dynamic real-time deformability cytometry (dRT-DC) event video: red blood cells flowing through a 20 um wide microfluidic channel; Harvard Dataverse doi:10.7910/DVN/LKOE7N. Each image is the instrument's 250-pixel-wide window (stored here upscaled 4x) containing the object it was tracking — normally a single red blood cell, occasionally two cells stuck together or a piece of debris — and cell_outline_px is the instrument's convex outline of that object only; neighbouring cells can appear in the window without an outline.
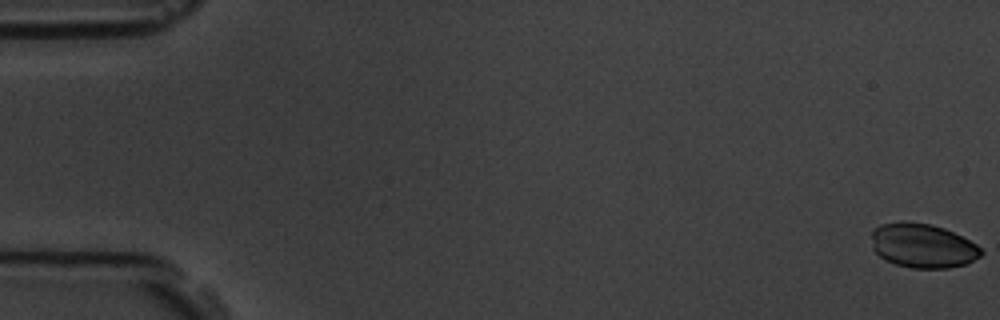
{"species": "common noctule bat (a hibernating species)", "species_latin": "Nyctalus noctula", "temperature_condition": "room temperature", "stored_images_in_passage": 8, "camera_frame_rate_fps": 3000, "um_per_image_px": 0.085, "animal": {"sex": "male", "body_mass_g": 19.5, "forearm_length_mm": 54.6}, "frame": {"image": 1, "passage_image": 1, "time_ms": 0.0, "image_size_px": [1000, 320], "cell_outline_px": [[984, 252], [980, 256], [964, 264], [948, 268], [912, 268], [896, 264], [880, 256], [872, 248], [872, 228], [880, 224], [904, 220], [932, 224], [944, 228], [976, 244]], "centroid_in_image_um": [78.39, 20.86], "position_along_channel_um": 6.6, "area_um2": 28.26}}
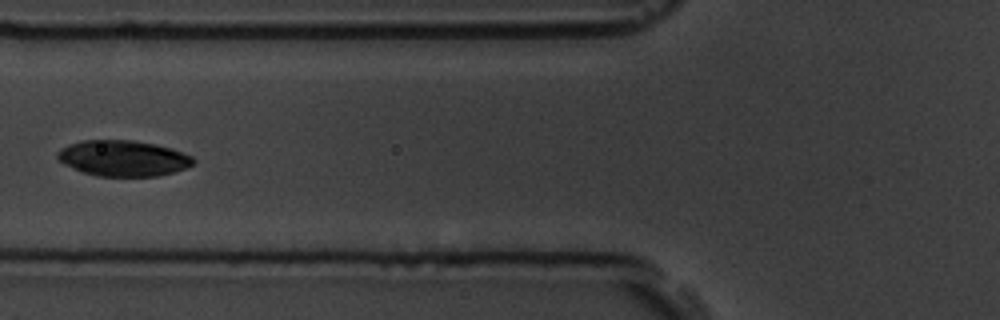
{"frame": {"image": 2, "passage_image": 7, "time_ms": 7.0, "image_size_px": [1000, 320], "cell_outline_px": [[196, 160], [192, 164], [184, 168], [172, 172], [156, 176], [96, 176], [84, 172], [64, 164], [56, 156], [56, 152], [60, 148], [68, 144], [80, 140], [132, 140], [152, 144], [168, 148], [192, 156]], "centroid_in_image_um": [10.41, 13.44], "position_along_channel_um": 115.4, "area_um2": 28.03}}
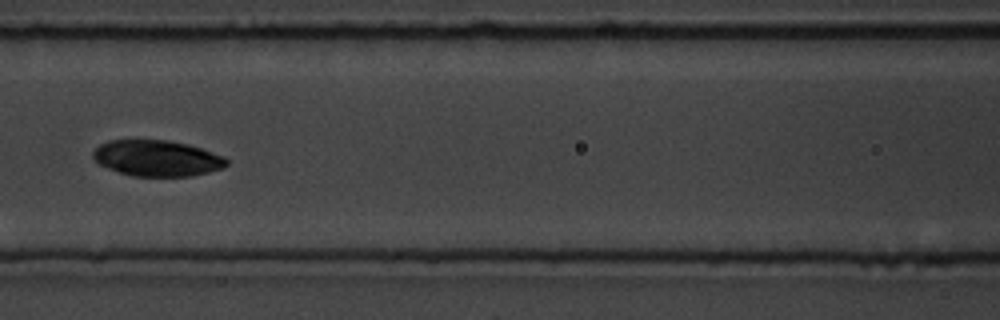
{"frame": {"image": 3, "passage_image": 8, "time_ms": 8.0, "image_size_px": [1000, 320], "cell_outline_px": [[228, 164], [224, 168], [192, 176], [132, 176], [108, 168], [100, 164], [92, 156], [92, 152], [100, 144], [108, 140], [168, 140], [188, 144], [224, 156], [228, 160]], "centroid_in_image_um": [13.36, 13.44], "position_along_channel_um": 153.2, "area_um2": 27.98}}